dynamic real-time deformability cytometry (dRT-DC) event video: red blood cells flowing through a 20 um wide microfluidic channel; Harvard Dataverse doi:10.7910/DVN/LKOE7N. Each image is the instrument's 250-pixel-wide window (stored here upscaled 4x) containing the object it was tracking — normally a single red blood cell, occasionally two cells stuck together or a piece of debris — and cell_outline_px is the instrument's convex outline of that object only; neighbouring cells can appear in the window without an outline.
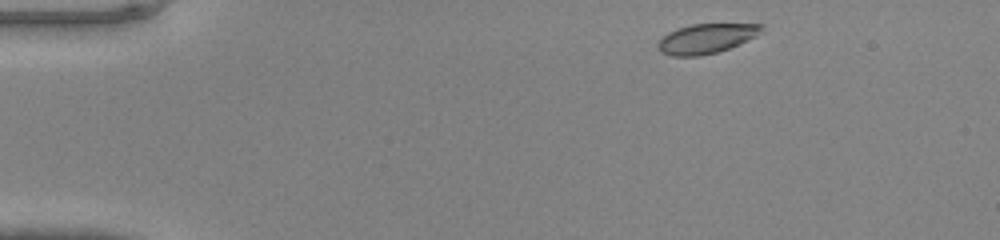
{"species": "common noctule bat (a hibernating species)", "species_latin": "Nyctalus noctula", "temperature_condition": "warm", "stored_images_in_passage": 42, "camera_frame_rate_fps": 3000, "um_per_image_px": 0.085, "animal": {"sex": "male", "body_mass_g": 20.0, "forearm_length_mm": 53.3}, "frame": {"image": 1, "passage_image": 2, "time_ms": 0.333, "image_size_px": [1000, 240], "cell_outline_px": [[764, 28], [756, 36], [728, 48], [716, 52], [696, 56], [672, 56], [660, 52], [656, 44], [668, 32], [692, 24], [764, 24]], "centroid_in_image_um": [60.02, 3.27], "position_along_channel_um": 25.0, "area_um2": 17.63}}
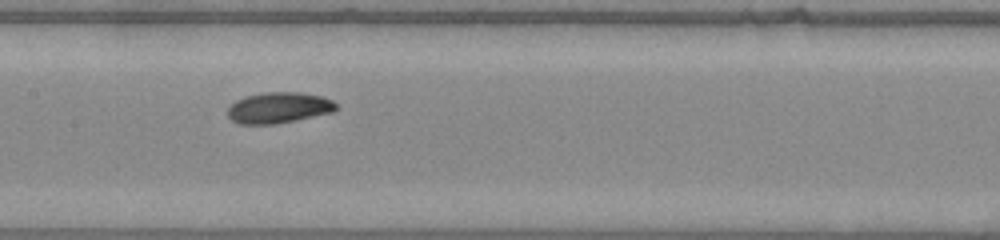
{"frame": {"image": 2, "passage_image": 19, "time_ms": 6.0, "image_size_px": [1000, 240], "cell_outline_px": [[340, 108], [332, 112], [296, 120], [276, 124], [240, 124], [232, 120], [228, 116], [228, 108], [236, 100], [248, 96], [264, 92], [300, 92], [320, 96], [332, 100]], "centroid_in_image_um": [23.71, 9.16], "position_along_channel_um": 183.7, "area_um2": 19.48}}
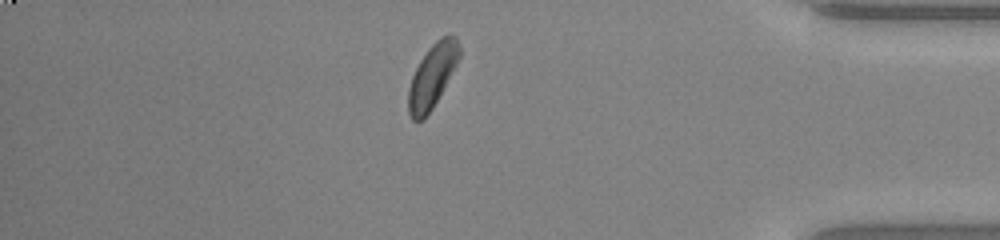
{"frame": {"image": 3, "passage_image": 36, "time_ms": 11.667, "image_size_px": [1000, 240], "cell_outline_px": [[460, 56], [456, 64], [432, 108], [424, 120], [412, 120], [408, 112], [408, 88], [412, 76], [420, 60], [428, 48], [440, 36], [448, 32], [456, 36], [460, 44]], "centroid_in_image_um": [36.74, 6.4], "position_along_channel_um": 398.5, "area_um2": 18.84}}